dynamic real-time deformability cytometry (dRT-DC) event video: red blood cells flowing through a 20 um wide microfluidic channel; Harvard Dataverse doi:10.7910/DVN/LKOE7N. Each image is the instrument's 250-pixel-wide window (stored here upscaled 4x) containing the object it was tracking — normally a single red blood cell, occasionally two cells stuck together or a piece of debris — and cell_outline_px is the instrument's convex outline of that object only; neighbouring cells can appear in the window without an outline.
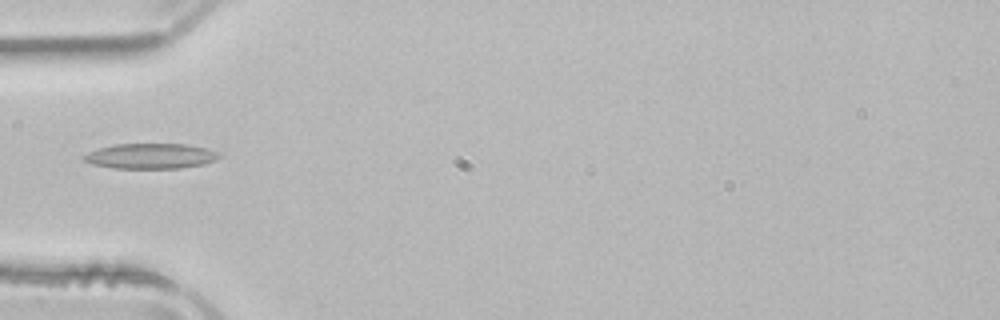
{"species": "common noctule bat (a hibernating species)", "species_latin": "Nyctalus noctula", "temperature_condition": "room temperature", "stored_images_in_passage": 7, "camera_frame_rate_fps": 3000, "um_per_image_px": 0.085, "animal": {"sex": "male", "body_mass_g": 21.5, "forearm_length_mm": 52.0}, "frame": {"image": 1, "passage_image": 1, "time_ms": 0.0, "image_size_px": [1000, 320], "cell_outline_px": [[220, 156], [216, 160], [200, 164], [180, 168], [112, 168], [92, 164], [84, 160], [80, 156], [88, 152], [100, 148], [116, 144], [188, 144], [208, 148], [220, 152]], "centroid_in_image_um": [12.8, 13.26], "position_along_channel_um": 72.2, "area_um2": 19.94}}
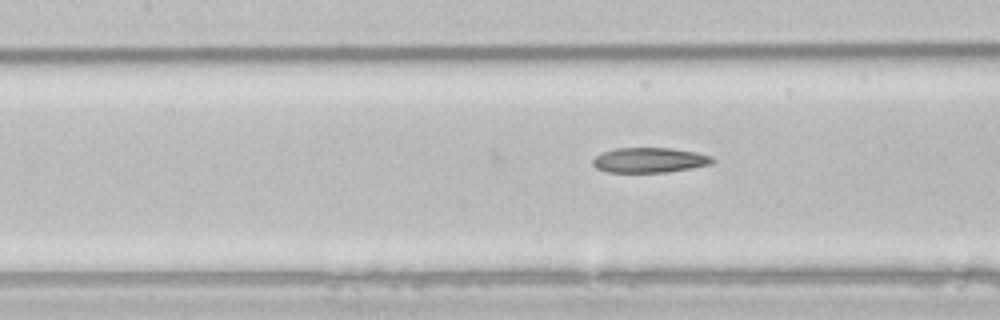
{"frame": {"image": 2, "passage_image": 7, "time_ms": 2.0, "image_size_px": [1000, 320], "cell_outline_px": [[716, 160], [712, 164], [692, 168], [668, 172], [608, 172], [596, 168], [592, 164], [592, 160], [596, 156], [604, 152], [616, 148], [672, 148], [696, 152], [712, 156]], "centroid_in_image_um": [55.25, 13.61], "position_along_channel_um": 152.2, "area_um2": 17.51}}